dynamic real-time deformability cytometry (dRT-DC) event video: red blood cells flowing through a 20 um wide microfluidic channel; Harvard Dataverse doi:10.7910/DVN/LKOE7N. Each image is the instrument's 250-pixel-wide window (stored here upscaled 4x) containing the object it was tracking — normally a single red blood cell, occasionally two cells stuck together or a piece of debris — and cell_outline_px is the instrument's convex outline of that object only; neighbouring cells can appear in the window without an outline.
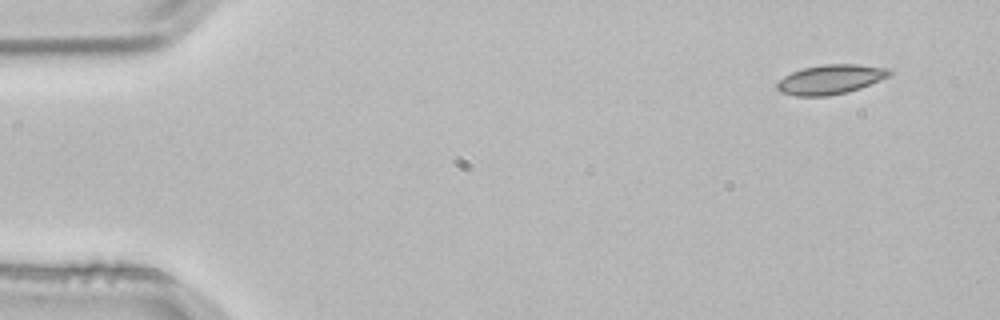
{"species": "common noctule bat (a hibernating species)", "species_latin": "Nyctalus noctula", "temperature_condition": "room temperature", "stored_images_in_passage": 3, "camera_frame_rate_fps": 3000, "um_per_image_px": 0.085, "animal": {"sex": "male", "body_mass_g": 21.5, "forearm_length_mm": 52.0}, "frame": {"image": 1, "passage_image": 1, "time_ms": 0.0, "image_size_px": [1000, 320], "cell_outline_px": [[892, 72], [888, 76], [880, 80], [860, 88], [848, 92], [828, 96], [796, 96], [780, 92], [776, 88], [776, 84], [784, 76], [792, 72], [804, 68], [824, 64], [856, 64], [888, 68]], "centroid_in_image_um": [70.58, 6.75], "position_along_channel_um": 14.4, "area_um2": 19.25}}